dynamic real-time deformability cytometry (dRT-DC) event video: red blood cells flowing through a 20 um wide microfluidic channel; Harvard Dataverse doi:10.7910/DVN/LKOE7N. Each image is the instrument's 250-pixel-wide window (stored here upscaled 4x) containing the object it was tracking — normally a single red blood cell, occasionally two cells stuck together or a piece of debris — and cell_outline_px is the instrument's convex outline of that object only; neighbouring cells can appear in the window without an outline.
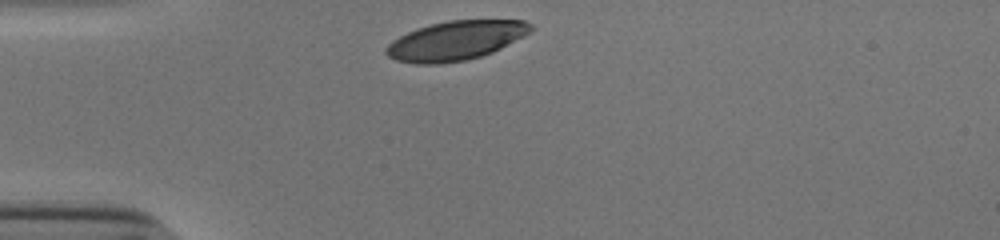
{"species": "human", "species_latin": "Homo sapiens", "temperature_condition": "cold", "stored_images_in_passage": 29, "camera_frame_rate_fps": 3000, "um_per_image_px": 0.085, "donor": {"sex": "male"}, "frame": {"image": 1, "passage_image": 1, "time_ms": 0.0, "image_size_px": [1000, 240], "cell_outline_px": [[532, 28], [528, 32], [500, 48], [492, 52], [480, 56], [464, 60], [436, 64], [416, 64], [396, 60], [388, 56], [384, 52], [384, 48], [392, 40], [416, 28], [448, 20], [524, 20], [532, 24]], "centroid_in_image_um": [38.67, 3.45], "position_along_channel_um": 46.3, "area_um2": 32.66}}
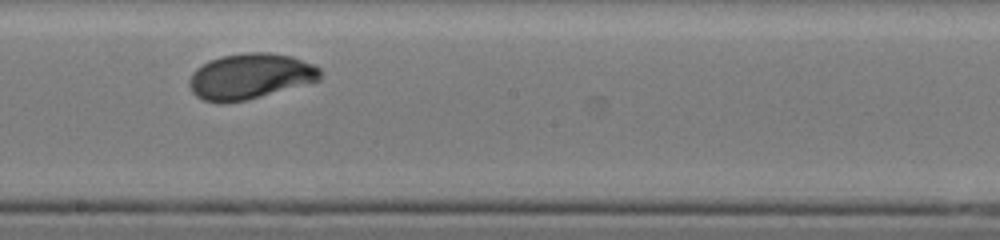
{"frame": {"image": 2, "passage_image": 17, "time_ms": 5.333, "image_size_px": [1000, 240], "cell_outline_px": [[320, 80], [244, 100], [224, 104], [220, 104], [204, 100], [196, 96], [192, 92], [188, 84], [188, 80], [192, 72], [196, 68], [208, 60], [220, 56], [244, 52], [268, 52], [292, 56], [312, 64], [320, 68]], "centroid_in_image_um": [21.2, 6.48], "position_along_channel_um": 227.0, "area_um2": 34.85}}
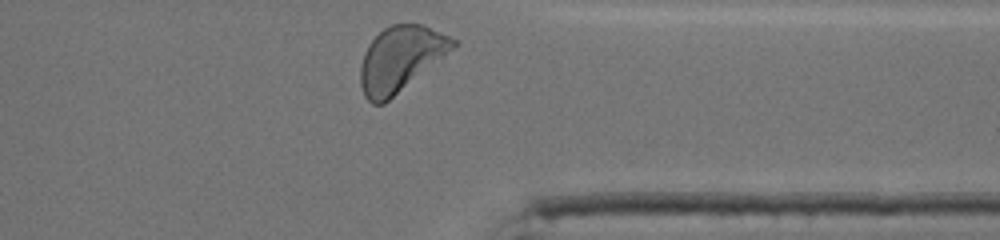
{"frame": {"image": 3, "passage_image": 29, "time_ms": 9.333, "image_size_px": [1000, 240], "cell_outline_px": [[456, 44], [444, 56], [384, 104], [372, 104], [364, 96], [360, 84], [360, 64], [364, 52], [368, 44], [384, 28], [392, 24], [420, 24], [440, 32], [456, 40]], "centroid_in_image_um": [33.98, 5.02], "position_along_channel_um": 377.4, "area_um2": 34.62}, "authors_computed_cell_mechanics": {"area_um2": 33.9864, "velocity_mm_per_s": 3.8388, "shape_relaxation_time_tau1_ms": 3.529, "shape_relaxation_time_tau2_ms": null, "deformation_change_tau1": 0.1453, "deformation_change_tau2": null}}